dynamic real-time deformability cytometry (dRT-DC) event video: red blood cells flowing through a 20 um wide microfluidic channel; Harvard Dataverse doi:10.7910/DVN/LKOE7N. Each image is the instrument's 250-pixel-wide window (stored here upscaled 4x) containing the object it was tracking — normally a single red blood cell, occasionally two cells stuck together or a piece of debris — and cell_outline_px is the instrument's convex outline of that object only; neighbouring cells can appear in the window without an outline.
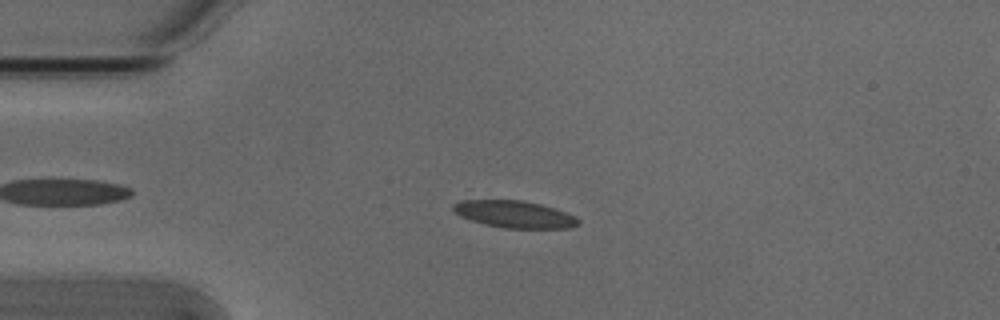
{"species": "Egyptian fruit bat (a non-hibernating species)", "species_latin": "Rousettus aegyptiacus", "temperature_condition": "cold", "stored_images_in_passage": 5, "segment_of_instrument_passage": [1, 2], "camera_frame_rate_fps": 3000, "um_per_image_px": 0.085, "animal": {"sex": "male"}, "frame": {"image": 1, "passage_image": 4, "time_ms": 1.0, "image_size_px": [1000, 320], "cell_outline_px": [[580, 224], [572, 228], [504, 228], [484, 224], [460, 216], [452, 208], [452, 204], [460, 200], [524, 200], [556, 208], [576, 216], [580, 220]], "centroid_in_image_um": [43.77, 18.21], "position_along_channel_um": 41.2, "area_um2": 19.88}}